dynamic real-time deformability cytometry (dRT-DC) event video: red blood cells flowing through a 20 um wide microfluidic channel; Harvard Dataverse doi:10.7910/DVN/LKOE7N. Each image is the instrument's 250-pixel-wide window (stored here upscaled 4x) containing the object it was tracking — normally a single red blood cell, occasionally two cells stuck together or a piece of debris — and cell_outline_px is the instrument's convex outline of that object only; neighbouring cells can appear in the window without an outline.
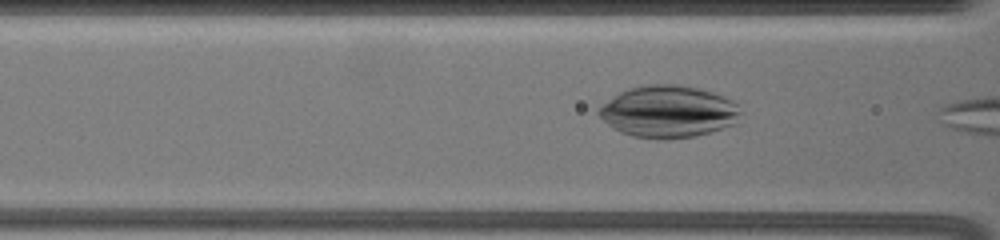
{"species": "common noctule bat (a hibernating species)", "species_latin": "Nyctalus noctula", "temperature_condition": "warm", "stored_images_in_passage": 9, "camera_frame_rate_fps": 3000, "um_per_image_px": 0.085, "animal": {"sex": "female", "body_mass_g": 19.5, "forearm_length_mm": 54.1}, "frame": {"image": 1, "passage_image": 6, "time_ms": 1.0, "image_size_px": [1000, 240], "cell_outline_px": [[744, 112], [736, 124], [696, 136], [668, 140], [656, 140], [632, 136], [620, 132], [612, 128], [596, 112], [604, 104], [620, 92], [628, 88], [644, 84], [676, 84], [700, 88], [724, 96], [740, 104]], "centroid_in_image_um": [56.88, 9.5], "position_along_channel_um": 109.7, "area_um2": 43.7}}